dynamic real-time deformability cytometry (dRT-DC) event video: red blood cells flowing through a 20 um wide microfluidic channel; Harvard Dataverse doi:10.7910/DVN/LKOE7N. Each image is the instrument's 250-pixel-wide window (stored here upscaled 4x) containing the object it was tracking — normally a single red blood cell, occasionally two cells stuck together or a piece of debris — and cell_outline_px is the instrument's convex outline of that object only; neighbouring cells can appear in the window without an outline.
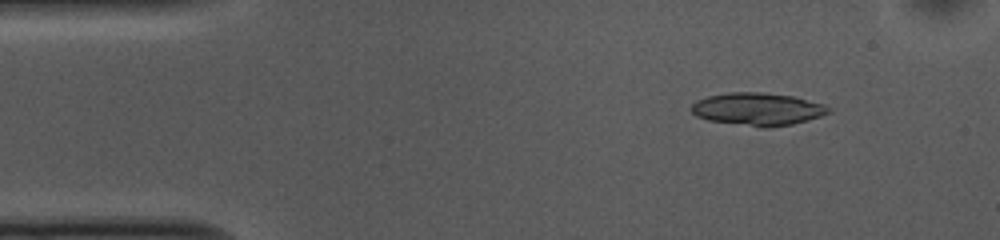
{"species": "common noctule bat (a hibernating species)", "species_latin": "Nyctalus noctula", "temperature_condition": "cold", "stored_images_in_passage": 52, "camera_frame_rate_fps": 3000, "um_per_image_px": 0.085, "animal": {"sex": "female", "body_mass_g": 10.0, "forearm_length_mm": 53.1}, "frame": {"image": 1, "passage_image": 6, "time_ms": 1.667, "image_size_px": [1000, 240], "cell_outline_px": [[832, 112], [808, 120], [792, 124], [768, 128], [764, 128], [708, 120], [696, 116], [688, 108], [696, 100], [708, 96], [728, 92], [760, 92], [792, 96], [824, 104], [832, 108]], "centroid_in_image_um": [64.39, 9.28], "position_along_channel_um": 20.6, "area_um2": 26.3}}
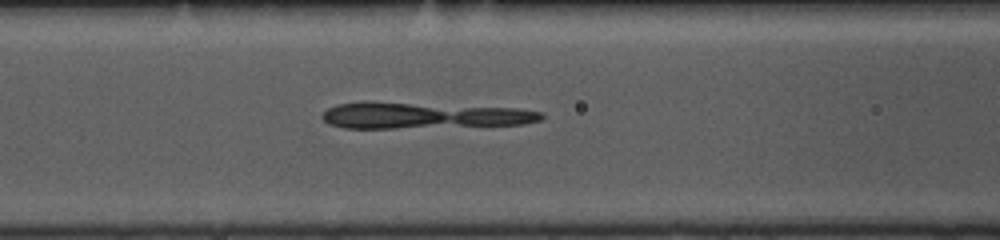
{"frame": {"image": 2, "passage_image": 20, "time_ms": 6.333, "image_size_px": [1000, 240], "cell_outline_px": [[544, 116], [540, 120], [524, 124], [392, 128], [344, 128], [328, 124], [320, 116], [328, 108], [336, 104], [408, 104], [520, 108], [544, 112]], "centroid_in_image_um": [36.07, 9.85], "position_along_channel_um": 130.5, "area_um2": 32.02}}